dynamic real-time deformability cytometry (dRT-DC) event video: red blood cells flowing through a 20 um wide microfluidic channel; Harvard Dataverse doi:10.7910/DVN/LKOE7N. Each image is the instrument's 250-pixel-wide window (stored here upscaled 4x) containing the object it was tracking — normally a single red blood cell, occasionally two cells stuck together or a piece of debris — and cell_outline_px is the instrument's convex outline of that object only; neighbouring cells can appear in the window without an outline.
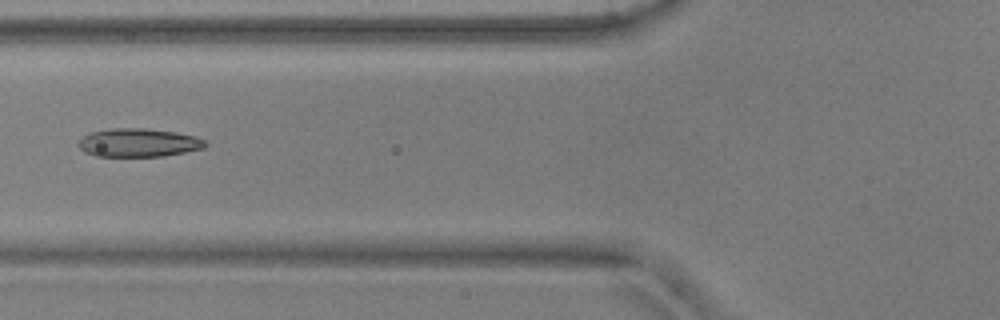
{"species": "common noctule bat (a hibernating species)", "species_latin": "Nyctalus noctula", "temperature_condition": "warm", "stored_images_in_passage": 7, "camera_frame_rate_fps": 3000, "um_per_image_px": 0.085, "animal": {"sex": "male", "body_mass_g": 17.9, "forearm_length_mm": 54.2}, "frame": {"image": 1, "passage_image": 6, "time_ms": 1.667, "image_size_px": [1000, 320], "cell_outline_px": [[208, 144], [204, 148], [164, 156], [96, 156], [84, 152], [76, 144], [84, 136], [92, 132], [108, 128], [144, 128], [176, 132], [196, 136], [204, 140]], "centroid_in_image_um": [11.77, 12.12], "position_along_channel_um": 114.0, "area_um2": 21.04}}
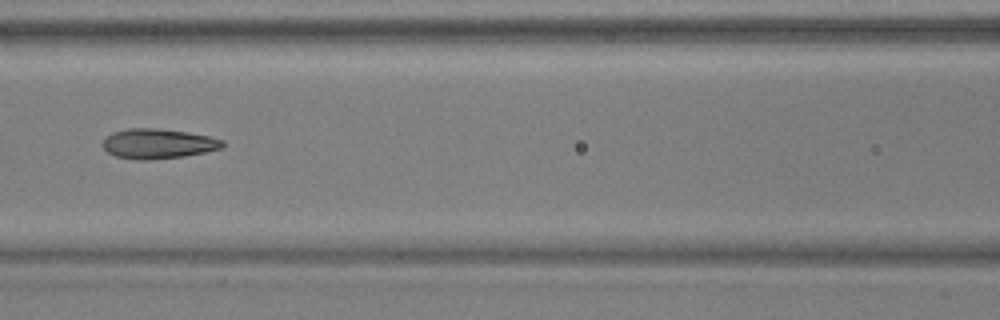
{"frame": {"image": 2, "passage_image": 7, "time_ms": 2.0, "image_size_px": [1000, 320], "cell_outline_px": [[224, 144], [220, 148], [204, 152], [184, 156], [148, 160], [136, 160], [116, 156], [108, 152], [104, 148], [104, 140], [112, 132], [128, 128], [156, 128], [188, 132], [208, 136], [224, 140]], "centroid_in_image_um": [13.43, 12.21], "position_along_channel_um": 153.2, "area_um2": 20.69}}